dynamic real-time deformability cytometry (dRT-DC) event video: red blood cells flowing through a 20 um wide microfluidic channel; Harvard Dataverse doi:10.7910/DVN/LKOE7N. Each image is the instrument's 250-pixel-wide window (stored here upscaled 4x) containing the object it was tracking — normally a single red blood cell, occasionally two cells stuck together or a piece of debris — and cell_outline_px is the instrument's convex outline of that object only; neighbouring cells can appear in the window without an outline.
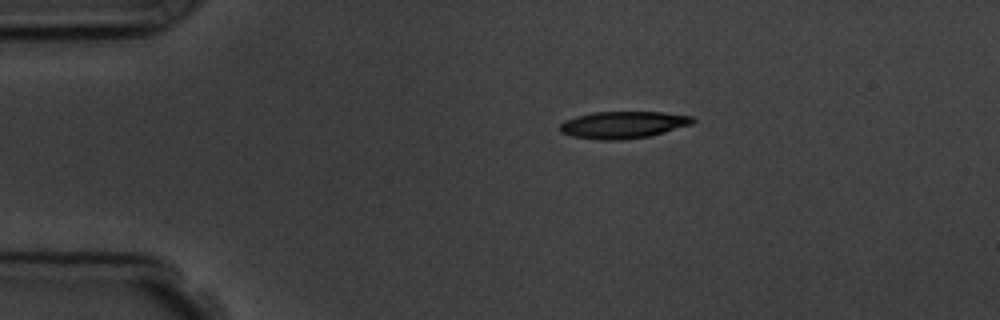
{"species": "common noctule bat (a hibernating species)", "species_latin": "Nyctalus noctula", "temperature_condition": "room temperature", "stored_images_in_passage": 8, "camera_frame_rate_fps": 3000, "um_per_image_px": 0.085, "animal": {"sex": "male", "body_mass_g": 19.5, "forearm_length_mm": 54.6}, "frame": {"image": 1, "passage_image": 1, "time_ms": 0.0, "image_size_px": [1000, 320], "cell_outline_px": [[696, 120], [692, 124], [664, 132], [648, 136], [620, 140], [596, 140], [572, 136], [560, 132], [560, 124], [564, 120], [576, 116], [592, 112], [660, 112], [692, 116]], "centroid_in_image_um": [52.93, 10.61], "position_along_channel_um": 32.1, "area_um2": 20.92}}
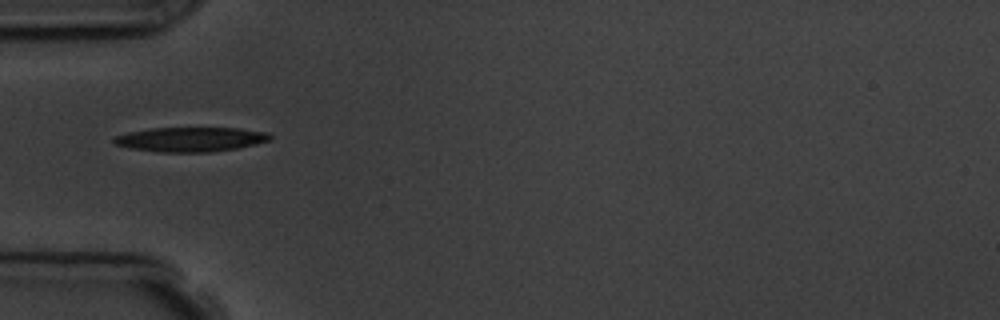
{"frame": {"image": 2, "passage_image": 3, "time_ms": 2.333, "image_size_px": [1000, 320], "cell_outline_px": [[272, 140], [256, 144], [236, 148], [212, 152], [160, 152], [132, 148], [116, 144], [112, 140], [112, 136], [128, 132], [148, 128], [240, 128], [268, 132], [272, 136]], "centroid_in_image_um": [16.22, 11.84], "position_along_channel_um": 68.8, "area_um2": 22.43}}
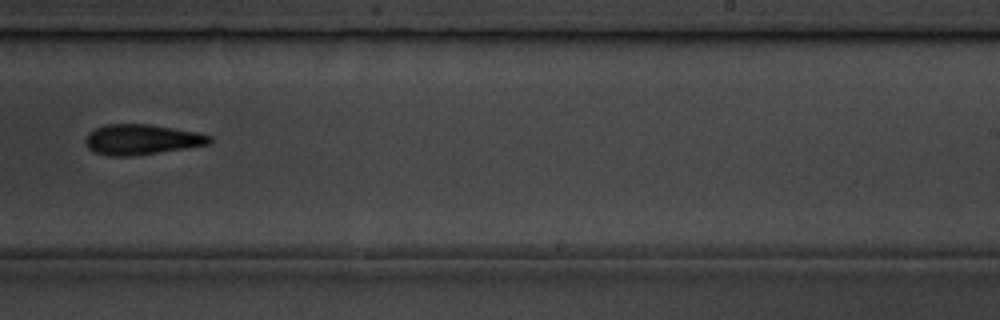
{"frame": {"image": 3, "passage_image": 8, "time_ms": 8.0, "image_size_px": [1000, 320], "cell_outline_px": [[212, 144], [132, 156], [108, 156], [96, 152], [88, 148], [84, 140], [88, 132], [104, 124], [148, 124], [200, 132], [212, 136]], "centroid_in_image_um": [12.06, 11.85], "position_along_channel_um": 276.9, "area_um2": 22.08}}